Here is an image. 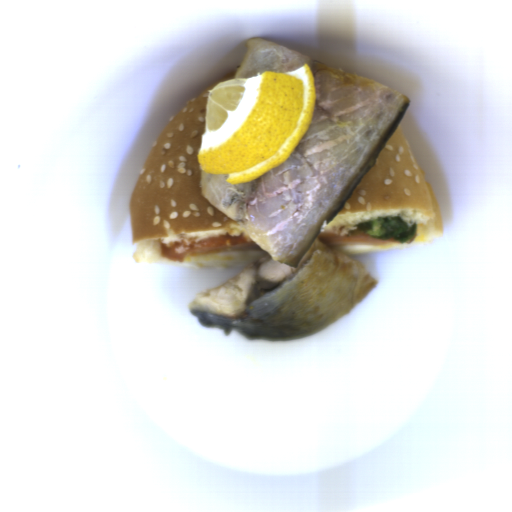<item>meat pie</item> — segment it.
<instances>
[{
    "mask_svg": "<svg viewBox=\"0 0 512 512\" xmlns=\"http://www.w3.org/2000/svg\"><path fill=\"white\" fill-rule=\"evenodd\" d=\"M357 225H347L340 227H332L323 229L317 236L319 241L325 243L330 247L335 246H404L412 244L416 237L406 241L400 242L394 238L388 240H382L381 238H374L370 235H358L354 237H348V234L352 230H356Z\"/></svg>",
    "mask_w": 512,
    "mask_h": 512,
    "instance_id": "meat-pie-2",
    "label": "meat pie"
},
{
    "mask_svg": "<svg viewBox=\"0 0 512 512\" xmlns=\"http://www.w3.org/2000/svg\"><path fill=\"white\" fill-rule=\"evenodd\" d=\"M263 251L264 249L247 233L238 236L213 235L201 241L189 238L184 241L161 242L163 260L184 262L188 257L208 252Z\"/></svg>",
    "mask_w": 512,
    "mask_h": 512,
    "instance_id": "meat-pie-1",
    "label": "meat pie"
}]
</instances>
